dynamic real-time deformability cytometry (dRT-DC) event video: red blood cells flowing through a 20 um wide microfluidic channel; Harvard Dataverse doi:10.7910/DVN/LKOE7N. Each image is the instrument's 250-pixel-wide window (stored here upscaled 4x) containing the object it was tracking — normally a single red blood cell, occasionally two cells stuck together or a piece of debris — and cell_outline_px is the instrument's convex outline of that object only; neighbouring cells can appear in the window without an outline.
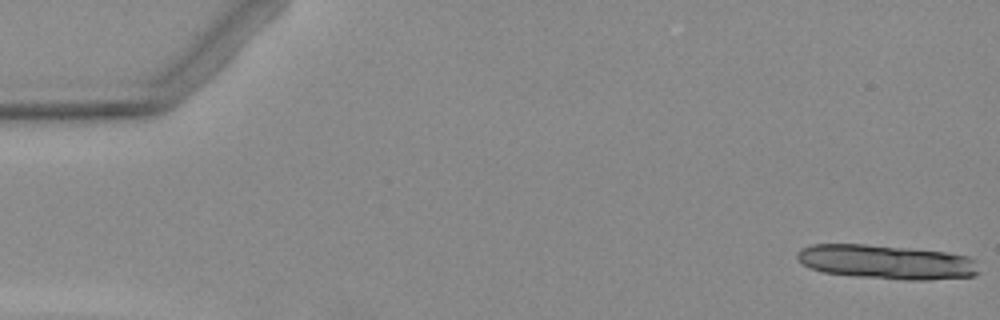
{"species": "Egyptian fruit bat (a non-hibernating species)", "species_latin": "Rousettus aegyptiacus", "temperature_condition": "warm", "stored_images_in_passage": 5, "camera_frame_rate_fps": 3000, "um_per_image_px": 0.085, "animal": {"sex": "female"}, "frame": {"image": 1, "passage_image": 1, "time_ms": 0.0, "image_size_px": [1000, 320], "cell_outline_px": [[980, 272], [976, 276], [928, 280], [908, 280], [856, 276], [824, 272], [812, 268], [804, 264], [796, 256], [796, 252], [812, 244], [864, 244], [912, 248], [944, 252], [968, 256], [976, 260]], "centroid_in_image_um": [75.42, 22.27], "position_along_channel_um": 9.6, "area_um2": 36.3}}
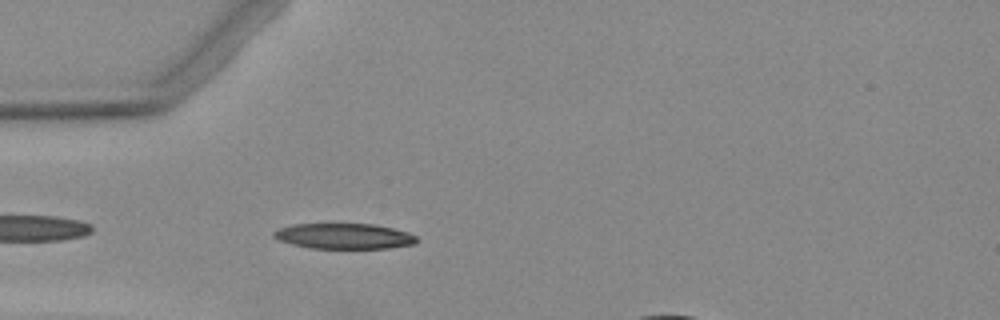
{"frame": {"image": 2, "passage_image": 5, "time_ms": 5.0, "image_size_px": [1000, 320], "cell_outline_px": [[420, 240], [416, 244], [388, 248], [308, 248], [292, 244], [280, 240], [272, 236], [272, 232], [276, 228], [292, 224], [376, 224], [408, 232], [416, 236]], "centroid_in_image_um": [29.25, 20.07], "position_along_channel_um": 55.8, "area_um2": 21.44}}